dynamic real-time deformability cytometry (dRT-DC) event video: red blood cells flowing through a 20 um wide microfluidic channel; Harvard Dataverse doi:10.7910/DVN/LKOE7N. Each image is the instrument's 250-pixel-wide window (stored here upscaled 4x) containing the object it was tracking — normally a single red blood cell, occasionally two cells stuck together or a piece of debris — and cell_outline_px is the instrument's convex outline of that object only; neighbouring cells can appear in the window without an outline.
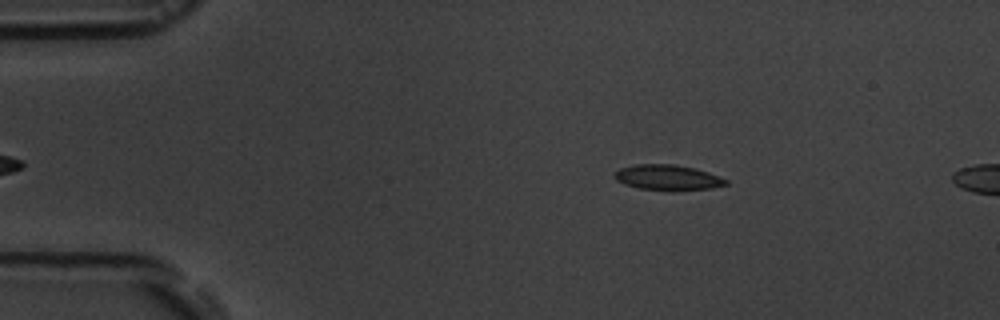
{"species": "common noctule bat (a hibernating species)", "species_latin": "Nyctalus noctula", "temperature_condition": "room temperature", "stored_images_in_passage": 3, "camera_frame_rate_fps": 3000, "um_per_image_px": 0.085, "animal": {"sex": "male", "body_mass_g": 19.5, "forearm_length_mm": 54.6}, "frame": {"image": 1, "passage_image": 1, "time_ms": 0.0, "image_size_px": [1000, 320], "cell_outline_px": [[728, 184], [712, 188], [672, 192], [640, 188], [624, 184], [616, 180], [612, 176], [612, 172], [620, 168], [636, 164], [672, 164], [692, 168], [708, 172], [728, 180]], "centroid_in_image_um": [56.72, 15.11], "position_along_channel_um": 28.3, "area_um2": 16.76}}